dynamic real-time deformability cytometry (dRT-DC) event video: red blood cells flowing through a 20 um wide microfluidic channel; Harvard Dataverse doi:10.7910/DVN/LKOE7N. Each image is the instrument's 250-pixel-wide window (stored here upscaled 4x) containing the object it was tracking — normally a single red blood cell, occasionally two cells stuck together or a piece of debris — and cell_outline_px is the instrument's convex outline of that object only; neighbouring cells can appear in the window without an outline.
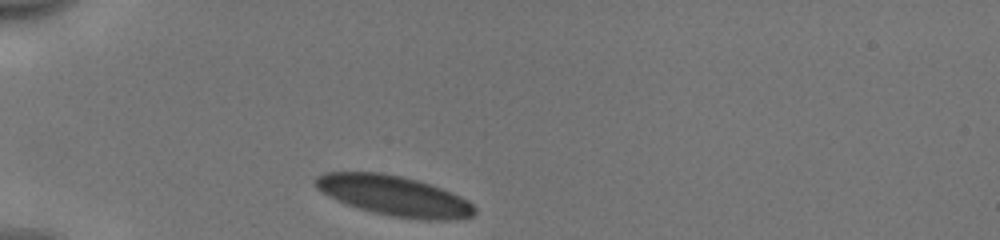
{"species": "human", "species_latin": "Homo sapiens", "temperature_condition": "cold", "stored_images_in_passage": 30, "camera_frame_rate_fps": 3000, "um_per_image_px": 0.085, "donor": {"sex": "male"}, "frame": {"image": 1, "passage_image": 1, "time_ms": 0.0, "image_size_px": [1000, 240], "cell_outline_px": [[476, 212], [472, 216], [460, 220], [424, 220], [392, 216], [372, 212], [336, 200], [328, 196], [316, 188], [312, 184], [312, 180], [316, 176], [324, 172], [380, 172], [400, 176], [432, 184], [452, 192], [468, 200], [476, 208]], "centroid_in_image_um": [33.5, 16.64], "position_along_channel_um": 51.5, "area_um2": 37.51}}
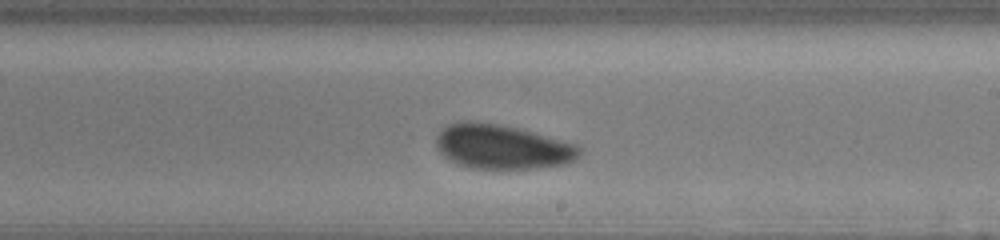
{"frame": {"image": 2, "passage_image": 18, "time_ms": 5.667, "image_size_px": [1000, 240], "cell_outline_px": [[584, 148], [580, 156], [564, 164], [536, 168], [472, 168], [456, 164], [444, 156], [440, 152], [436, 144], [436, 136], [440, 128], [448, 124], [460, 120], [476, 120], [500, 124], [520, 128], [580, 144]], "centroid_in_image_um": [42.7, 12.44], "position_along_channel_um": 246.3, "area_um2": 37.86}}
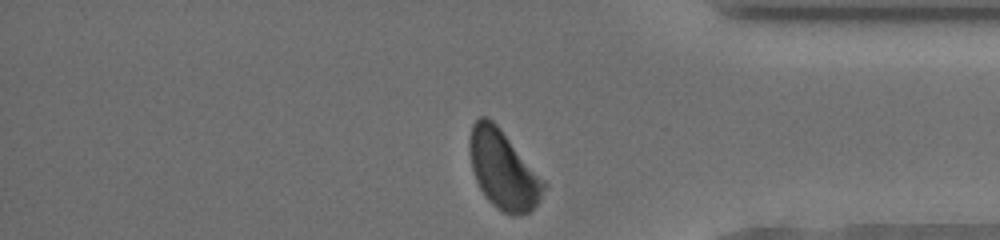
{"frame": {"image": 3, "passage_image": 30, "time_ms": 9.667, "image_size_px": [1000, 240], "cell_outline_px": [[548, 184], [540, 200], [528, 212], [516, 216], [512, 216], [496, 208], [488, 200], [480, 188], [476, 180], [472, 168], [468, 152], [468, 140], [472, 124], [480, 116], [488, 116], [500, 128]], "centroid_in_image_um": [42.76, 14.42], "position_along_channel_um": 392.4, "area_um2": 34.1}, "authors_computed_cell_mechanics": {"area_um2": 37.4255, "velocity_mm_per_s": 3.9083, "shape_relaxation_time_tau1_ms": 3.3291, "shape_relaxation_time_tau2_ms": 0.7345, "deformation_change_tau1": 0.0742, "deformation_change_tau2": 0.0339}}